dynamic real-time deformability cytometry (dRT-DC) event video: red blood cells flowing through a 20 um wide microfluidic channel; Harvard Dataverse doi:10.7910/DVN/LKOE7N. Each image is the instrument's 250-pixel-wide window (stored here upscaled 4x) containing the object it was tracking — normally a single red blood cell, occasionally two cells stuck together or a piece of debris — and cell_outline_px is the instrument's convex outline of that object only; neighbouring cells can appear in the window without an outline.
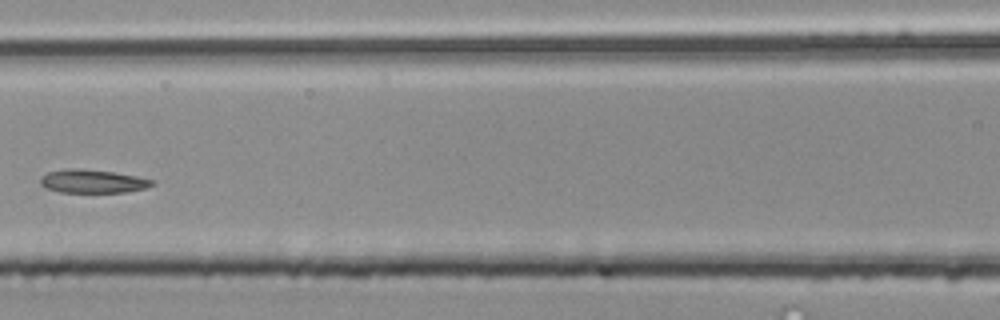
{"species": "common noctule bat (a hibernating species)", "species_latin": "Nyctalus noctula", "temperature_condition": "room temperature", "stored_images_in_passage": 5, "camera_frame_rate_fps": 3000, "um_per_image_px": 0.085, "animal": {"sex": "male", "body_mass_g": 20.4}, "frame": {"image": 1, "passage_image": 5, "time_ms": 1.333, "image_size_px": [1000, 320], "cell_outline_px": [[156, 184], [148, 188], [128, 192], [60, 192], [48, 188], [40, 184], [40, 176], [48, 172], [68, 168], [80, 168], [112, 172], [136, 176], [152, 180]], "centroid_in_image_um": [7.89, 15.41], "position_along_channel_um": 158.7, "area_um2": 15.26}}